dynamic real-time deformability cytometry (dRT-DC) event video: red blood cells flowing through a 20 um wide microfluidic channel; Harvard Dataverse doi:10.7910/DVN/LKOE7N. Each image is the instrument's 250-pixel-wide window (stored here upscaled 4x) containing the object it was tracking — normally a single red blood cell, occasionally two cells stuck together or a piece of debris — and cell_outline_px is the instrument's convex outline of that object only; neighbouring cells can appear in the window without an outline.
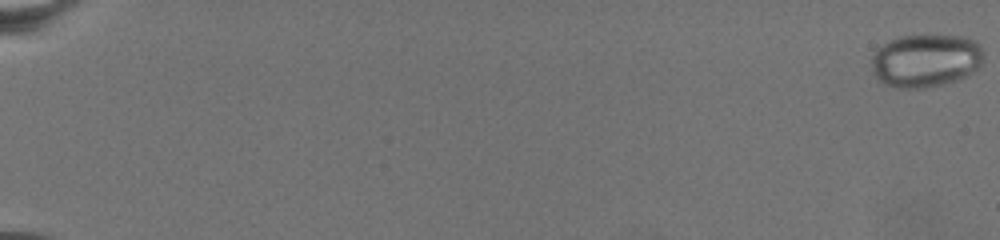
{"species": "common noctule bat (a hibernating species)", "species_latin": "Nyctalus noctula", "temperature_condition": "warm", "stored_images_in_passage": 77, "camera_frame_rate_fps": 3000, "um_per_image_px": 0.085, "animal": {"sex": "female", "body_mass_g": 19.5, "forearm_length_mm": 54.1}, "frame": {"image": 1, "passage_image": 1, "time_ms": 0.0, "image_size_px": [1000, 240], "cell_outline_px": [[980, 64], [968, 76], [956, 80], [924, 88], [900, 88], [884, 84], [876, 80], [872, 72], [872, 56], [888, 40], [900, 36], [964, 36], [976, 40], [980, 44]], "centroid_in_image_um": [78.64, 5.15], "position_along_channel_um": 6.4, "area_um2": 34.39}}
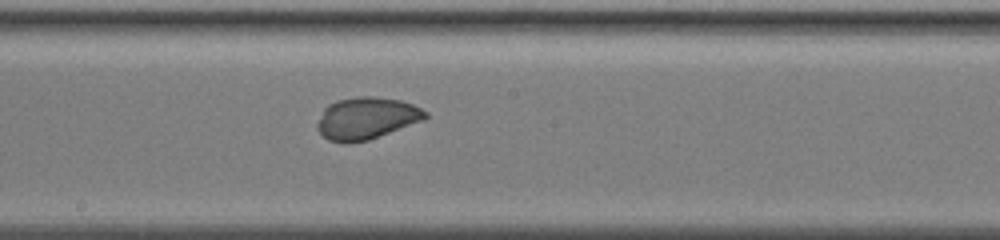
{"frame": {"image": 2, "passage_image": 47, "time_ms": 15.333, "image_size_px": [1000, 240], "cell_outline_px": [[428, 116], [424, 120], [368, 140], [348, 144], [344, 144], [328, 140], [316, 128], [316, 124], [324, 108], [328, 104], [336, 100], [356, 96], [372, 96], [400, 100], [412, 104], [428, 112]], "centroid_in_image_um": [31.13, 10.05], "position_along_channel_um": 217.1, "area_um2": 26.65}}
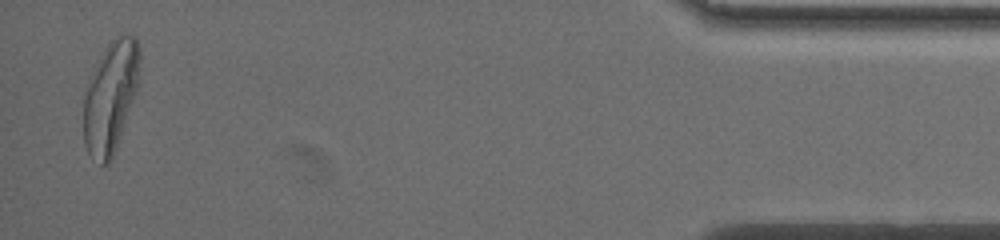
{"frame": {"image": 3, "passage_image": 76, "time_ms": 25.0, "image_size_px": [1000, 240], "cell_outline_px": [[140, 80], [136, 92], [112, 160], [108, 164], [100, 164], [88, 152], [84, 144], [84, 92], [104, 48], [112, 40], [124, 32], [136, 36], [140, 48]], "centroid_in_image_um": [9.43, 8.19], "position_along_channel_um": 425.8, "area_um2": 36.53}}